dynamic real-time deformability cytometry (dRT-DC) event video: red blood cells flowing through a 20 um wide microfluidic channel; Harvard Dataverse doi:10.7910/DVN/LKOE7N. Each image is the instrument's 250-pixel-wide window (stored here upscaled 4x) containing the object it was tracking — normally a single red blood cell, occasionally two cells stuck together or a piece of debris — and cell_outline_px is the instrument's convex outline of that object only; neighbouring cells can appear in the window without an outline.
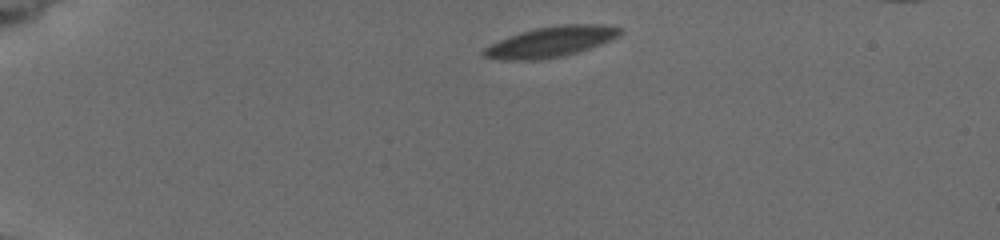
{"species": "common noctule bat (a hibernating species)", "species_latin": "Nyctalus noctula", "temperature_condition": "cold", "stored_images_in_passage": 3, "camera_frame_rate_fps": 3000, "um_per_image_px": 0.085, "animal": {"sex": "female", "body_mass_g": 19.5, "forearm_length_mm": 54.1}, "frame": {"image": 1, "passage_image": 1, "time_ms": 0.0, "image_size_px": [1000, 240], "cell_outline_px": [[620, 36], [600, 44], [564, 56], [540, 60], [500, 60], [484, 56], [480, 52], [484, 48], [508, 36], [520, 32], [536, 28], [564, 24], [604, 24], [620, 28]], "centroid_in_image_um": [46.8, 3.55], "position_along_channel_um": 38.2, "area_um2": 24.1}}